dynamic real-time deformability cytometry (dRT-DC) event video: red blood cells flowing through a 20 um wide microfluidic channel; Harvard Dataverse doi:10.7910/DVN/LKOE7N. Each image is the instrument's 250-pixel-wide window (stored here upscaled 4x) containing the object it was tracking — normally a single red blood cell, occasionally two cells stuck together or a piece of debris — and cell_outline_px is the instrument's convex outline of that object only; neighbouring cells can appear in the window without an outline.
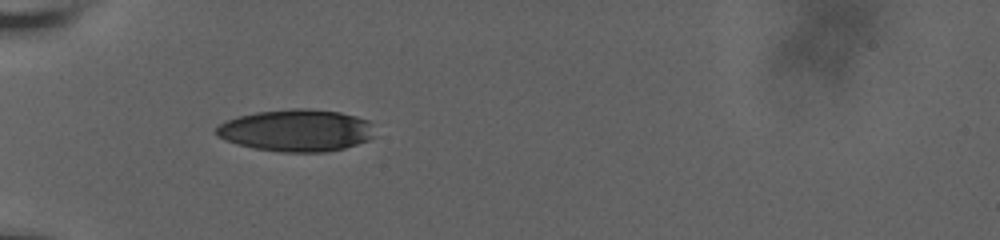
{"species": "human", "species_latin": "Homo sapiens", "temperature_condition": "room temperature", "stored_images_in_passage": 34, "camera_frame_rate_fps": 3000, "um_per_image_px": 0.085, "donor": {"sex": "male"}, "frame": {"image": 1, "passage_image": 4, "time_ms": 1.333, "image_size_px": [1000, 240], "cell_outline_px": [[376, 136], [368, 140], [344, 148], [324, 152], [280, 152], [252, 148], [236, 144], [224, 140], [216, 132], [216, 128], [224, 120], [236, 116], [256, 112], [292, 108], [304, 108], [340, 112], [356, 116], [368, 120], [372, 124]], "centroid_in_image_um": [25.19, 11.08], "position_along_channel_um": 59.8, "area_um2": 39.19}}
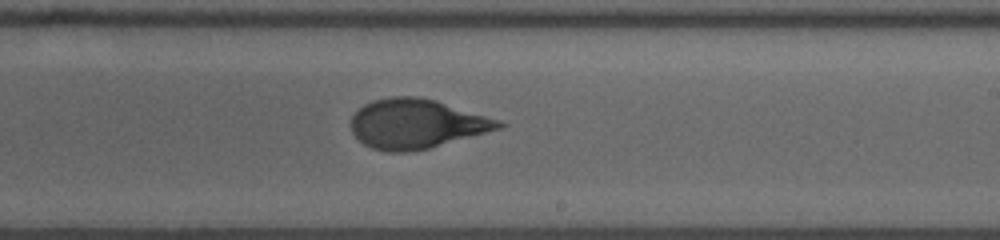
{"frame": {"image": 2, "passage_image": 17, "time_ms": 7.0, "image_size_px": [1000, 240], "cell_outline_px": [[508, 124], [500, 128], [428, 148], [408, 152], [384, 152], [372, 148], [364, 144], [352, 132], [352, 116], [364, 104], [372, 100], [392, 96], [420, 96], [436, 100], [500, 120]], "centroid_in_image_um": [35.38, 10.51], "position_along_channel_um": 253.6, "area_um2": 42.25}}
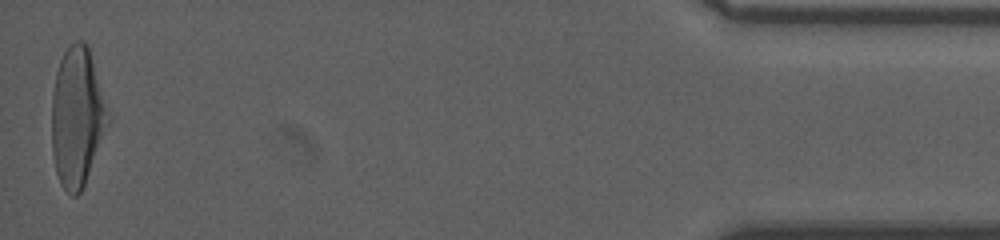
{"frame": {"image": 3, "passage_image": 34, "time_ms": 14.0, "image_size_px": [1000, 240], "cell_outline_px": [[112, 116], [84, 184], [80, 192], [76, 196], [72, 196], [60, 184], [56, 172], [52, 152], [52, 92], [56, 72], [60, 60], [64, 52], [76, 40], [84, 40], [88, 44]], "centroid_in_image_um": [6.58, 9.9], "position_along_channel_um": 428.6, "area_um2": 46.07}, "authors_computed_cell_mechanics": {"area_um2": 41.8761, "velocity_mm_per_s": 3.6534, "shape_relaxation_time_tau1_ms": 4.2821, "shape_relaxation_time_tau2_ms": 0.6446, "deformation_change_tau1": 0.1826, "deformation_change_tau2": 0.0565}}